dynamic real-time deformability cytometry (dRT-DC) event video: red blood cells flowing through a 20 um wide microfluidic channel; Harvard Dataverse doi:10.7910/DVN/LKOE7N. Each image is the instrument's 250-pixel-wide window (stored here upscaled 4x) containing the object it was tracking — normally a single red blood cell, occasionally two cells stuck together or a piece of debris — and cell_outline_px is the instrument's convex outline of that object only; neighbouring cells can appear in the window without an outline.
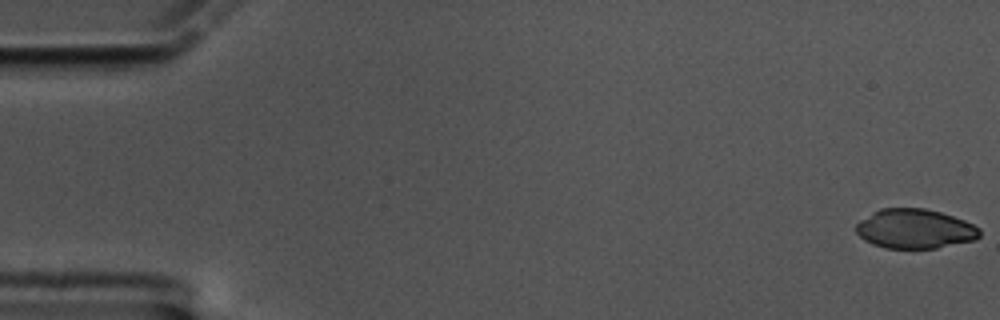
{"species": "common noctule bat (a hibernating species)", "species_latin": "Nyctalus noctula", "temperature_condition": "cold", "stored_images_in_passage": 60, "camera_frame_rate_fps": 3000, "um_per_image_px": 0.085, "animal": {"sex": "male", "body_mass_g": 17.5, "forearm_length_mm": 52.3}, "frame": {"image": 1, "passage_image": 1, "time_ms": 0.0, "image_size_px": [1000, 320], "cell_outline_px": [[980, 236], [976, 240], [936, 248], [884, 248], [872, 244], [864, 240], [856, 232], [856, 224], [860, 220], [872, 212], [880, 208], [924, 208], [940, 212], [964, 220], [980, 228]], "centroid_in_image_um": [77.75, 19.45], "position_along_channel_um": 7.2, "area_um2": 28.5}}
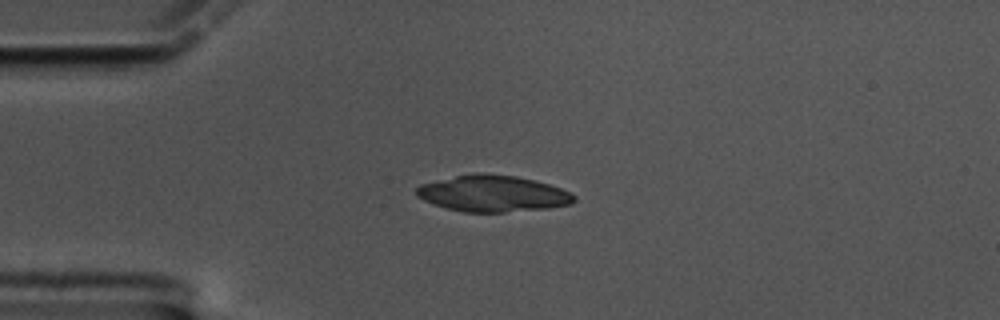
{"frame": {"image": 2, "passage_image": 15, "time_ms": 4.667, "image_size_px": [1000, 320], "cell_outline_px": [[576, 200], [572, 204], [548, 208], [504, 212], [464, 212], [444, 208], [432, 204], [416, 196], [416, 188], [420, 184], [456, 176], [476, 172], [484, 172], [516, 176], [548, 184], [560, 188], [576, 196]], "centroid_in_image_um": [41.87, 16.45], "position_along_channel_um": 43.1, "area_um2": 33.47}}